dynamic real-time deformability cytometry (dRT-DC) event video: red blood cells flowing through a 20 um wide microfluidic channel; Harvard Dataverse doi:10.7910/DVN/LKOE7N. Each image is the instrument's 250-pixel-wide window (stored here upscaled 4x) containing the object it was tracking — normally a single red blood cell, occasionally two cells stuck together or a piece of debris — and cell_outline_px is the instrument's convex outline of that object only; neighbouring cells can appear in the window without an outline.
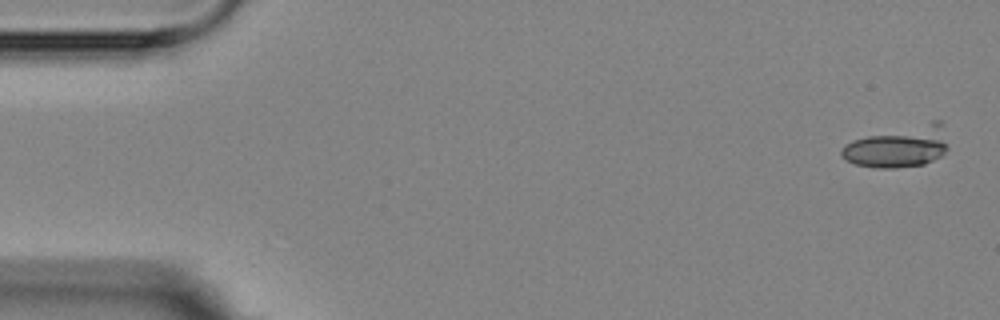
{"species": "Egyptian fruit bat (a non-hibernating species)", "species_latin": "Rousettus aegyptiacus", "temperature_condition": "room temperature", "stored_images_in_passage": 5, "camera_frame_rate_fps": 3000, "um_per_image_px": 0.085, "animal": {"sex": "female"}, "frame": {"image": 1, "passage_image": 1, "time_ms": 0.0, "image_size_px": [1000, 320], "cell_outline_px": [[948, 148], [940, 156], [924, 164], [896, 168], [876, 168], [856, 164], [840, 156], [840, 148], [844, 144], [852, 140], [932, 120], [940, 120]], "centroid_in_image_um": [76.35, 12.47], "position_along_channel_um": 8.7, "area_um2": 25.37}}
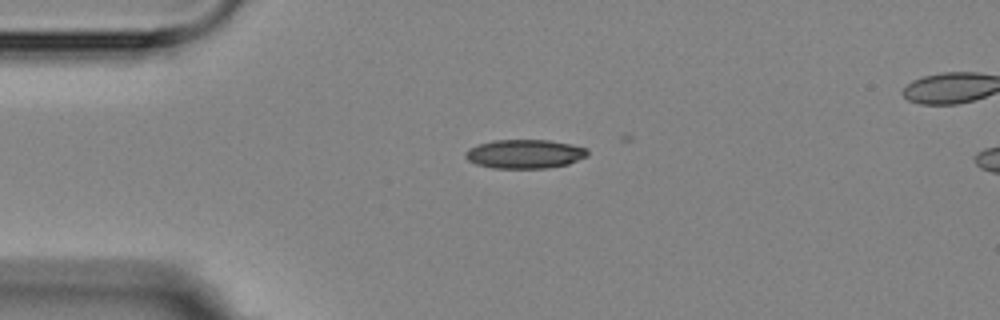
{"frame": {"image": 2, "passage_image": 4, "time_ms": 3.667, "image_size_px": [1000, 320], "cell_outline_px": [[588, 156], [568, 164], [548, 168], [492, 168], [476, 164], [468, 160], [464, 156], [464, 152], [468, 148], [476, 144], [492, 140], [548, 140], [588, 148]], "centroid_in_image_um": [44.57, 13.08], "position_along_channel_um": 40.4, "area_um2": 20.75}}